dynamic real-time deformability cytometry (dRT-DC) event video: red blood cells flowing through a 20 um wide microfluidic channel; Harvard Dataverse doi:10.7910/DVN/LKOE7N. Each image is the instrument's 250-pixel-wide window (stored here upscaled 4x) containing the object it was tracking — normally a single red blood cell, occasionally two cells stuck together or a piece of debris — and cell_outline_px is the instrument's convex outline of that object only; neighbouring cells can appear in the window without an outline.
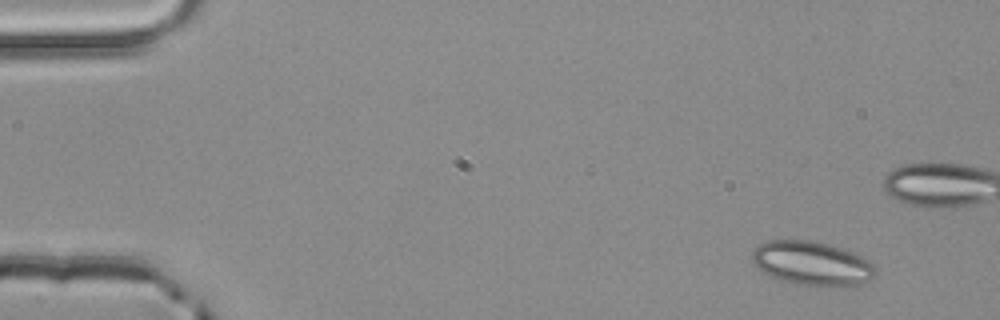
{"species": "common noctule bat (a hibernating species)", "species_latin": "Nyctalus noctula", "temperature_condition": "room temperature", "stored_images_in_passage": 4, "segment_of_instrument_passage": [2, 2], "camera_frame_rate_fps": 3000, "um_per_image_px": 0.085, "animal": {"sex": "male", "body_mass_g": 20.4}, "frame": {"image": 1, "passage_image": 4, "time_ms": 1.0, "image_size_px": [1000, 320], "cell_outline_px": [[876, 272], [868, 280], [848, 288], [820, 288], [796, 284], [768, 276], [760, 272], [752, 264], [752, 252], [760, 244], [768, 240], [808, 240], [828, 244], [852, 252], [868, 260], [876, 268]], "centroid_in_image_um": [68.99, 22.43], "position_along_channel_um": 16.0, "area_um2": 32.31}}